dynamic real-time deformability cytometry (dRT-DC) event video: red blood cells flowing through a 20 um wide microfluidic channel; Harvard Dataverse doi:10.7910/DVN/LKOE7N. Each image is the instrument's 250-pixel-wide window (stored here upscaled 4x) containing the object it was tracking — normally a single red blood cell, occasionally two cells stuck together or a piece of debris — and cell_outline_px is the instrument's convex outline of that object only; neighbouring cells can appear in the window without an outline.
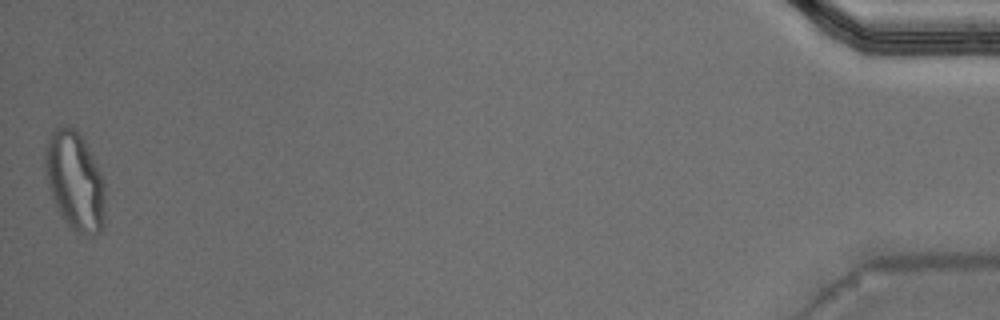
{"species": "Egyptian fruit bat (a non-hibernating species)", "species_latin": "Rousettus aegyptiacus", "temperature_condition": "warm", "stored_images_in_passage": 51, "segment_of_instrument_passage": [2, 2], "camera_frame_rate_fps": 3000, "um_per_image_px": 0.085, "animal": {"sex": "male"}, "frame": {"image": 1, "passage_image": 51, "time_ms": 16.667, "image_size_px": [1000, 320], "cell_outline_px": [[104, 228], [100, 232], [92, 236], [88, 236], [68, 228], [48, 188], [44, 168], [44, 148], [48, 136], [52, 128], [64, 124], [68, 124], [80, 132], [84, 136], [104, 180]], "centroid_in_image_um": [6.35, 15.32], "position_along_channel_um": 428.9, "area_um2": 35.49}}